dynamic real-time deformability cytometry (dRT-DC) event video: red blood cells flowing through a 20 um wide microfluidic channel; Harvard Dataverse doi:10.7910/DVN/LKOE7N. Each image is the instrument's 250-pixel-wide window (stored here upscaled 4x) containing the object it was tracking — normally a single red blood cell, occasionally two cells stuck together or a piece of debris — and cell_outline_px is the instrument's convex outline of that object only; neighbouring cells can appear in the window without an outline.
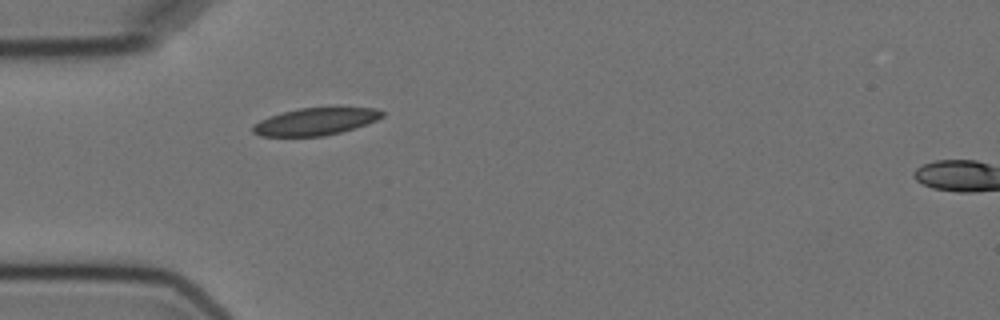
{"species": "Egyptian fruit bat (a non-hibernating species)", "species_latin": "Rousettus aegyptiacus", "temperature_condition": "cold", "stored_images_in_passage": 2, "segment_of_instrument_passage": [1, 2], "camera_frame_rate_fps": 3000, "um_per_image_px": 0.085, "animal": {"sex": "female"}, "frame": {"image": 1, "passage_image": 1, "time_ms": 0.0, "image_size_px": [1000, 320], "cell_outline_px": [[384, 116], [376, 120], [340, 132], [324, 136], [260, 136], [252, 132], [252, 124], [260, 120], [284, 112], [300, 108], [336, 104], [376, 108], [384, 112]], "centroid_in_image_um": [26.88, 10.27], "position_along_channel_um": 58.1, "area_um2": 21.27}}